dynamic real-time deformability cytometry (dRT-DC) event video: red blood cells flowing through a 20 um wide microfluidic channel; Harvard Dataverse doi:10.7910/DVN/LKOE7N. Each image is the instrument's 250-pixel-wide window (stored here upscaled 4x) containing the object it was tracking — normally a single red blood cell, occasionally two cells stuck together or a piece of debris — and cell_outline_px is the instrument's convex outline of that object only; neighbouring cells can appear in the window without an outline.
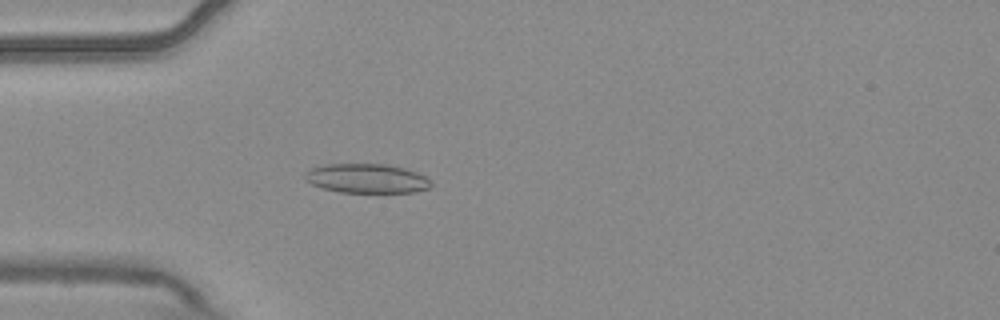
{"species": "common noctule bat (a hibernating species)", "species_latin": "Nyctalus noctula", "temperature_condition": "warm", "stored_images_in_passage": 4, "camera_frame_rate_fps": 3000, "um_per_image_px": 0.085, "animal": {"sex": "male", "body_mass_g": 20.4}, "frame": {"image": 1, "passage_image": 4, "time_ms": 1.0, "image_size_px": [1000, 320], "cell_outline_px": [[432, 184], [428, 188], [416, 192], [340, 192], [324, 188], [312, 184], [304, 176], [304, 172], [312, 168], [324, 164], [388, 164], [404, 168], [416, 172], [424, 176]], "centroid_in_image_um": [31.17, 15.16], "position_along_channel_um": 53.8, "area_um2": 21.33}}